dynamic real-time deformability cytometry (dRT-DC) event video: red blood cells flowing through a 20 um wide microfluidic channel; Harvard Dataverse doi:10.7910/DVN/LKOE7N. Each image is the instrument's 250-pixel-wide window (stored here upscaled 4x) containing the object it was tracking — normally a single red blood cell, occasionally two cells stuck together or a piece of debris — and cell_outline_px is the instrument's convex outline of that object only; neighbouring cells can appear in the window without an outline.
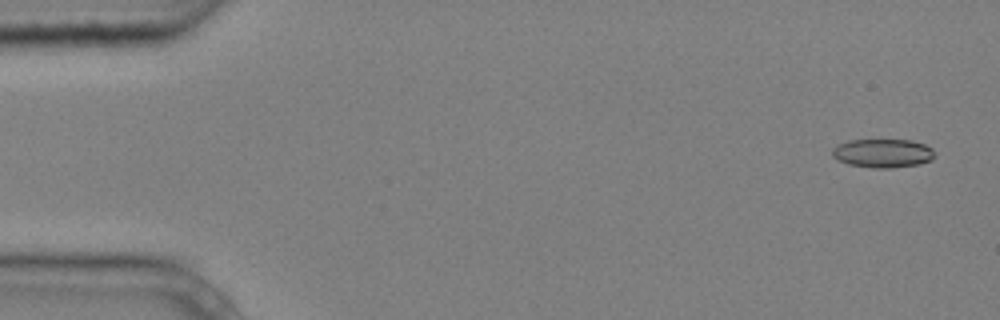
{"species": "common noctule bat (a hibernating species)", "species_latin": "Nyctalus noctula", "temperature_condition": "cold", "stored_images_in_passage": 5, "camera_frame_rate_fps": 3000, "um_per_image_px": 0.085, "animal": {"sex": "male", "body_mass_g": 20.4}, "frame": {"image": 1, "passage_image": 1, "time_ms": 0.0, "image_size_px": [1000, 320], "cell_outline_px": [[936, 156], [932, 160], [920, 164], [892, 168], [872, 168], [848, 164], [836, 160], [832, 156], [832, 148], [836, 144], [848, 140], [912, 140], [924, 144], [932, 148], [936, 152]], "centroid_in_image_um": [75.04, 13.03], "position_along_channel_um": 10.0, "area_um2": 17.51}}
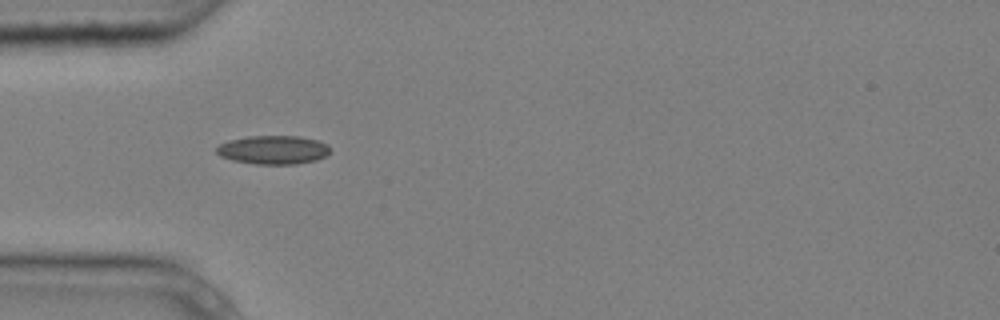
{"frame": {"image": 2, "passage_image": 4, "time_ms": 1.0, "image_size_px": [1000, 320], "cell_outline_px": [[332, 152], [316, 160], [296, 164], [256, 164], [232, 160], [220, 156], [216, 152], [216, 148], [220, 144], [228, 140], [248, 136], [300, 136], [316, 140], [328, 144], [332, 148]], "centroid_in_image_um": [23.25, 12.73], "position_along_channel_um": 61.8, "area_um2": 19.13}}
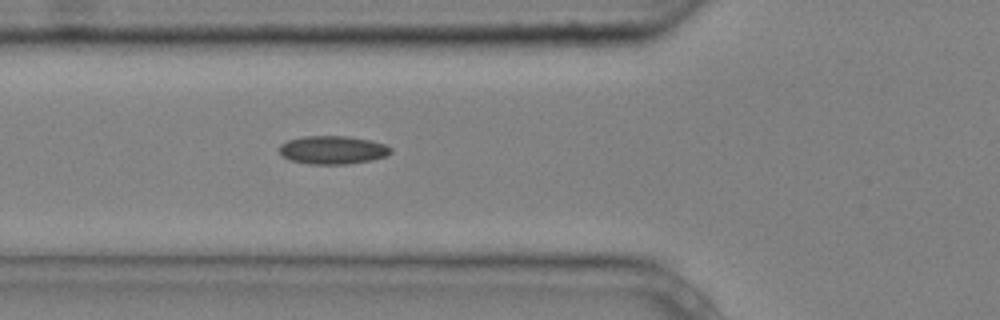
{"frame": {"image": 3, "passage_image": 5, "time_ms": 1.333, "image_size_px": [1000, 320], "cell_outline_px": [[392, 152], [384, 156], [372, 160], [348, 164], [308, 164], [288, 160], [280, 152], [280, 144], [288, 140], [304, 136], [348, 136], [372, 140], [384, 144], [392, 148]], "centroid_in_image_um": [28.28, 12.74], "position_along_channel_um": 97.5, "area_um2": 18.44}}